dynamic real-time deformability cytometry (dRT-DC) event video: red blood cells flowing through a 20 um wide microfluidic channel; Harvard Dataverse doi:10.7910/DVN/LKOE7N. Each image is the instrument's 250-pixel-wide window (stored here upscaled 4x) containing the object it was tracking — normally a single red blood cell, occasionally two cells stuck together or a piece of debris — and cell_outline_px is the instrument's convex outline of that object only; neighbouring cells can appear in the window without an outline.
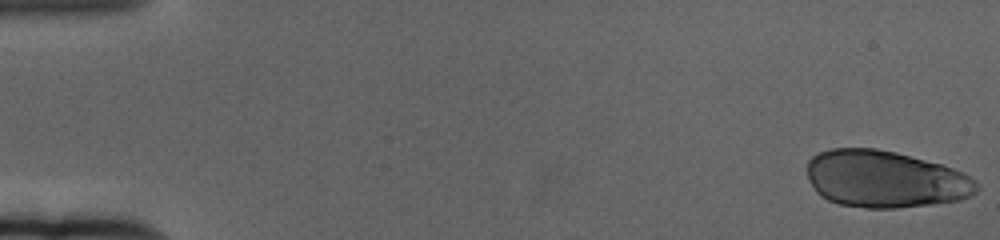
{"species": "human", "species_latin": "Homo sapiens", "temperature_condition": "cold", "stored_images_in_passage": 60, "camera_frame_rate_fps": 3000, "um_per_image_px": 0.085, "donor": {"sex": "female"}, "frame": {"image": 1, "passage_image": 1, "time_ms": 0.0, "image_size_px": [1000, 240], "cell_outline_px": [[980, 188], [972, 196], [960, 200], [896, 208], [868, 208], [840, 204], [828, 200], [820, 196], [816, 192], [808, 176], [808, 160], [812, 156], [820, 152], [832, 148], [876, 148], [896, 152], [940, 164], [964, 172], [980, 184]], "centroid_in_image_um": [75.26, 15.22], "position_along_channel_um": 9.7, "area_um2": 56.41}}
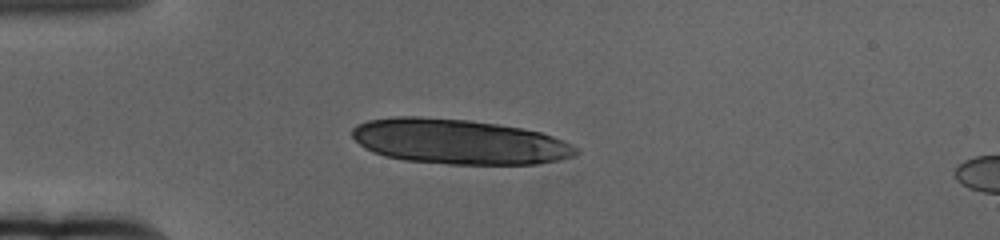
{"frame": {"image": 2, "passage_image": 16, "time_ms": 5.0, "image_size_px": [1000, 240], "cell_outline_px": [[576, 156], [536, 164], [448, 164], [404, 160], [384, 156], [372, 152], [364, 148], [352, 136], [352, 128], [356, 124], [368, 120], [396, 116], [420, 116], [468, 120], [496, 124], [520, 128], [540, 132], [564, 140], [576, 148]], "centroid_in_image_um": [38.95, 12.04], "position_along_channel_um": 46.1, "area_um2": 58.67}}